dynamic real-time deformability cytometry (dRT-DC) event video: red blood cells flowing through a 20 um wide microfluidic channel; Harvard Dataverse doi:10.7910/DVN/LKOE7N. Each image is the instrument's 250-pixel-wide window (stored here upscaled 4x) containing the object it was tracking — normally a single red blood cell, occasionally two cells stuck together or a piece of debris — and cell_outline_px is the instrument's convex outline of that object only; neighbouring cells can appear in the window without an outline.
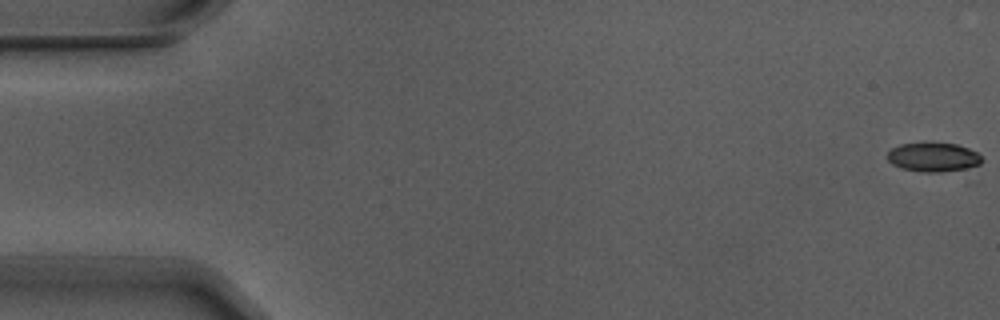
{"species": "Egyptian fruit bat (a non-hibernating species)", "species_latin": "Rousettus aegyptiacus", "temperature_condition": "warm", "stored_images_in_passage": 9, "camera_frame_rate_fps": 3000, "um_per_image_px": 0.085, "animal": {"sex": "male"}, "frame": {"image": 1, "passage_image": 1, "time_ms": 0.0, "image_size_px": [1000, 320], "cell_outline_px": [[984, 160], [980, 164], [960, 172], [924, 172], [900, 168], [892, 164], [888, 160], [888, 152], [892, 148], [900, 144], [924, 140], [956, 144], [968, 148], [976, 152]], "centroid_in_image_um": [79.35, 13.34], "position_along_channel_um": 5.6, "area_um2": 16.88}}
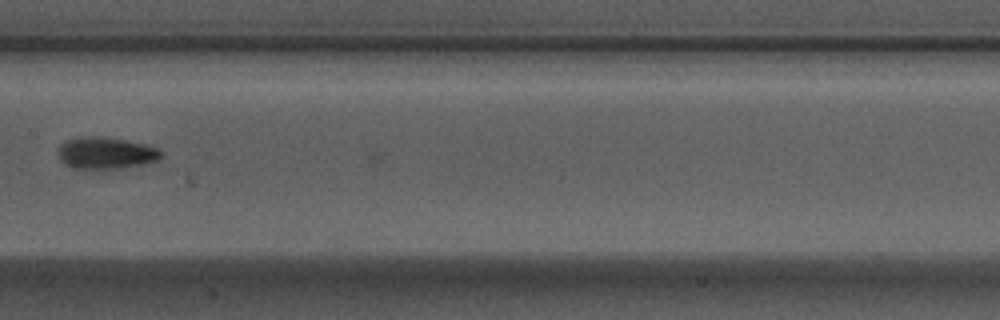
{"frame": {"image": 2, "passage_image": 8, "time_ms": 2.333, "image_size_px": [1000, 320], "cell_outline_px": [[164, 156], [156, 160], [140, 164], [116, 168], [76, 168], [64, 164], [60, 160], [60, 144], [68, 140], [80, 136], [100, 136], [124, 140], [144, 144], [160, 148], [164, 152]], "centroid_in_image_um": [9.03, 12.99], "position_along_channel_um": 198.4, "area_um2": 18.79}}
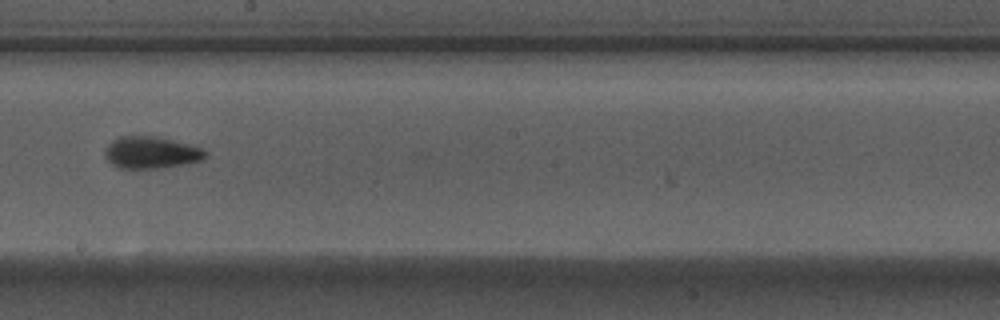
{"frame": {"image": 3, "passage_image": 9, "time_ms": 2.667, "image_size_px": [1000, 320], "cell_outline_px": [[208, 152], [200, 160], [180, 164], [156, 168], [120, 168], [112, 164], [104, 156], [104, 148], [112, 140], [120, 136], [156, 136], [188, 144], [200, 148]], "centroid_in_image_um": [12.76, 12.95], "position_along_channel_um": 235.4, "area_um2": 18.38}}